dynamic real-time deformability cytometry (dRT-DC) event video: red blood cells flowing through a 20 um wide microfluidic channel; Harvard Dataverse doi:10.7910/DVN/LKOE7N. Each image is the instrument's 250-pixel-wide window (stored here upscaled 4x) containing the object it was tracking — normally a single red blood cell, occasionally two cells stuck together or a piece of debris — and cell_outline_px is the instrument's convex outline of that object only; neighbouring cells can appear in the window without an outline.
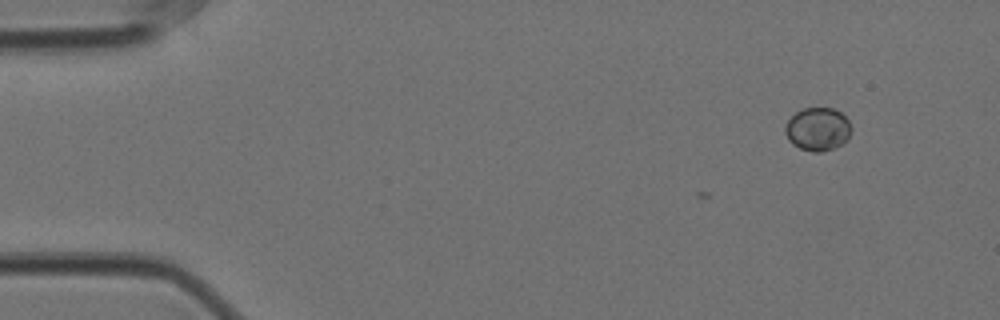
{"species": "Egyptian fruit bat (a non-hibernating species)", "species_latin": "Rousettus aegyptiacus", "temperature_condition": "cold", "stored_images_in_passage": 4, "camera_frame_rate_fps": 3000, "um_per_image_px": 0.085, "animal": {"sex": "female"}, "frame": {"image": 1, "passage_image": 1, "time_ms": 0.0, "image_size_px": [1000, 320], "cell_outline_px": [[852, 128], [848, 140], [832, 148], [820, 152], [812, 152], [800, 148], [792, 144], [788, 140], [784, 132], [784, 124], [796, 112], [804, 108], [832, 108], [840, 112], [848, 120]], "centroid_in_image_um": [69.49, 10.98], "position_along_channel_um": 15.5, "area_um2": 16.7}}